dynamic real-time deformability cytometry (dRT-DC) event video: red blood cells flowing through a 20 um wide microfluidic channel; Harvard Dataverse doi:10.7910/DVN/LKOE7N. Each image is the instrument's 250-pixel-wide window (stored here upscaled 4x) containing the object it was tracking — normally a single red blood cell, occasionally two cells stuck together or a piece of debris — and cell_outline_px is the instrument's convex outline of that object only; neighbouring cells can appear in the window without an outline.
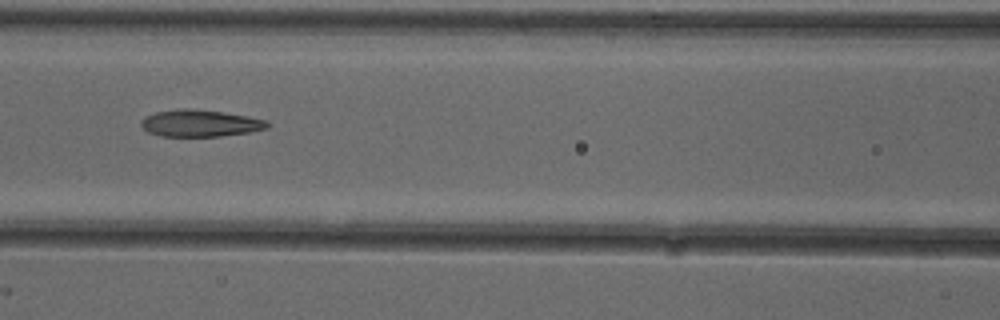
{"species": "common noctule bat (a hibernating species)", "species_latin": "Nyctalus noctula", "temperature_condition": "cold", "stored_images_in_passage": 6, "segment_of_instrument_passage": [1, 2], "camera_frame_rate_fps": 3000, "um_per_image_px": 0.085, "animal": {"sex": "female"}, "frame": {"image": 1, "passage_image": 3, "time_ms": 0.667, "image_size_px": [1000, 320], "cell_outline_px": [[268, 128], [248, 132], [220, 136], [160, 136], [148, 132], [140, 124], [140, 120], [156, 112], [184, 108], [192, 108], [224, 112], [268, 120]], "centroid_in_image_um": [17.01, 10.47], "position_along_channel_um": 149.6, "area_um2": 19.65}}
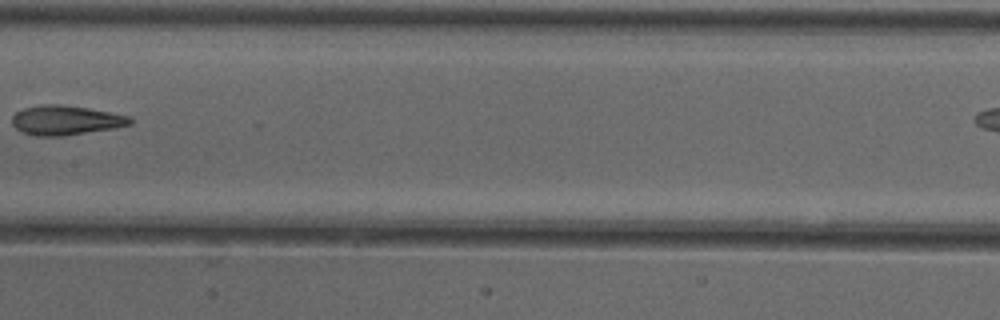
{"frame": {"image": 2, "passage_image": 4, "time_ms": 1.0, "image_size_px": [1000, 320], "cell_outline_px": [[132, 124], [112, 128], [64, 136], [40, 136], [20, 132], [12, 124], [12, 116], [16, 112], [24, 108], [40, 104], [64, 104], [88, 108], [128, 116], [132, 120]], "centroid_in_image_um": [5.53, 10.21], "position_along_channel_um": 201.9, "area_um2": 20.23}}
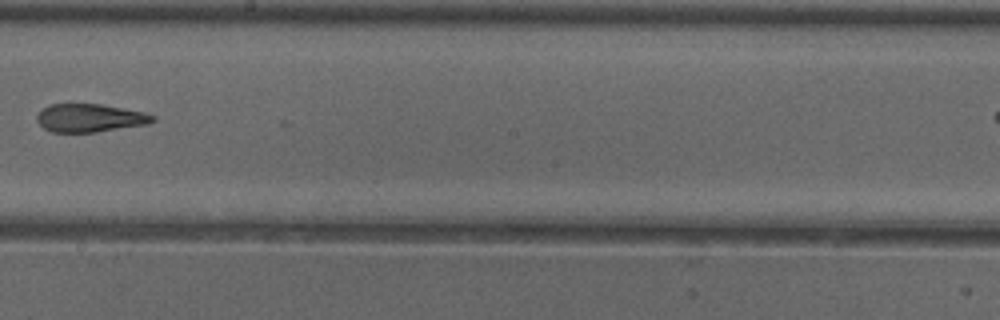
{"frame": {"image": 3, "passage_image": 5, "time_ms": 1.333, "image_size_px": [1000, 320], "cell_outline_px": [[156, 120], [148, 124], [96, 132], [52, 132], [44, 128], [36, 120], [36, 116], [40, 108], [52, 104], [100, 104], [144, 112], [156, 116]], "centroid_in_image_um": [7.63, 10.02], "position_along_channel_um": 240.6, "area_um2": 19.07}}